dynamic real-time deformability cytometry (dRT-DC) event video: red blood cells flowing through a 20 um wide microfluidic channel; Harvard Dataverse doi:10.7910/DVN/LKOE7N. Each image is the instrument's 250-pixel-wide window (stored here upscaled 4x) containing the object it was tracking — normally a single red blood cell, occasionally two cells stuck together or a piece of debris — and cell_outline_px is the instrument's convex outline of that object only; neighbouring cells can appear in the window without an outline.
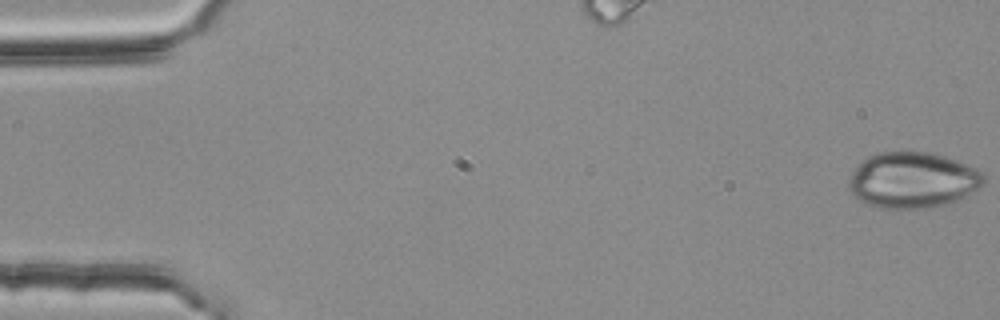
{"species": "common noctule bat (a hibernating species)", "species_latin": "Nyctalus noctula", "temperature_condition": "room temperature", "stored_images_in_passage": 49, "camera_frame_rate_fps": 3000, "um_per_image_px": 0.085, "animal": {"sex": "female", "body_mass_g": 25.1}, "frame": {"image": 1, "passage_image": 1, "time_ms": 0.0, "image_size_px": [1000, 320], "cell_outline_px": [[984, 180], [980, 188], [968, 196], [948, 204], [924, 208], [884, 208], [868, 204], [852, 196], [848, 188], [848, 184], [852, 172], [868, 156], [880, 152], [932, 152], [956, 160], [976, 168], [984, 172]], "centroid_in_image_um": [77.6, 15.31], "position_along_channel_um": 7.4, "area_um2": 44.04}}
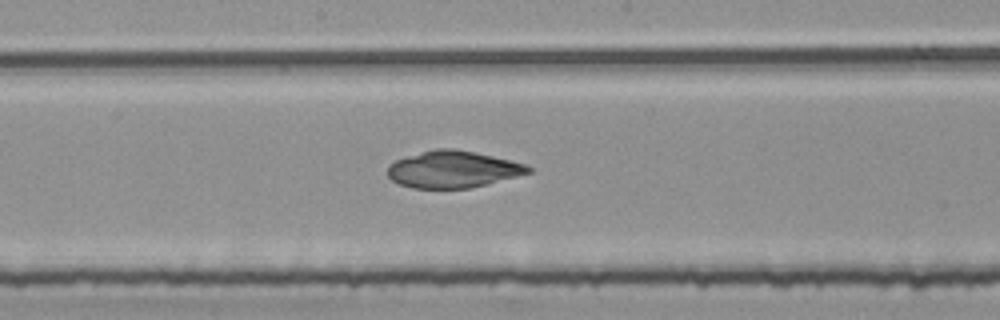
{"frame": {"image": 2, "passage_image": 29, "time_ms": 9.333, "image_size_px": [1000, 320], "cell_outline_px": [[532, 172], [468, 188], [412, 188], [400, 184], [392, 180], [388, 176], [388, 168], [396, 160], [408, 156], [436, 148], [456, 148], [492, 156], [524, 164], [532, 168]], "centroid_in_image_um": [38.48, 14.39], "position_along_channel_um": 209.7, "area_um2": 29.65}}
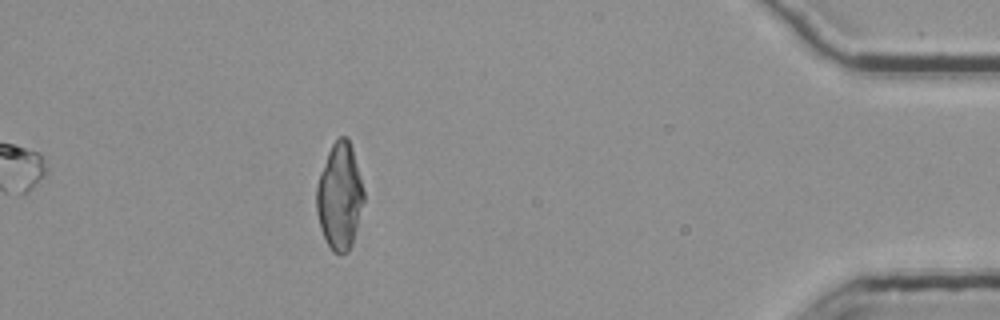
{"frame": {"image": 3, "passage_image": 49, "time_ms": 16.0, "image_size_px": [1000, 320], "cell_outline_px": [[364, 200], [352, 244], [348, 252], [340, 256], [332, 252], [320, 228], [316, 212], [316, 188], [320, 172], [328, 152], [332, 144], [340, 136], [348, 136], [352, 148], [364, 192]], "centroid_in_image_um": [28.85, 16.72], "position_along_channel_um": 406.3, "area_um2": 29.3}}